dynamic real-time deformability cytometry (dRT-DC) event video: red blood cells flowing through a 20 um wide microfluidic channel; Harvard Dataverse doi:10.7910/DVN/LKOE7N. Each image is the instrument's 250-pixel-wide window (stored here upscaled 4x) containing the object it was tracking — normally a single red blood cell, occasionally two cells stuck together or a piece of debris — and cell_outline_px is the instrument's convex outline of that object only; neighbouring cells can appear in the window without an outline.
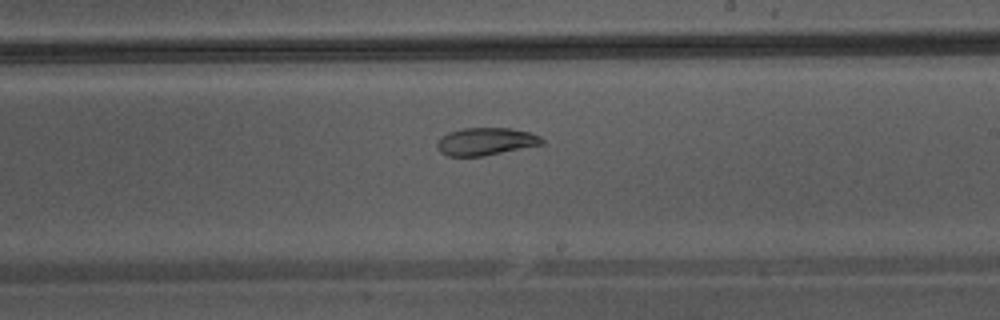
{"species": "Egyptian fruit bat (a non-hibernating species)", "species_latin": "Rousettus aegyptiacus", "temperature_condition": "warm", "stored_images_in_passage": 33, "camera_frame_rate_fps": 3000, "um_per_image_px": 0.085, "animal": {"sex": "male"}, "frame": {"image": 1, "passage_image": 15, "time_ms": 4.667, "image_size_px": [1000, 320], "cell_outline_px": [[544, 144], [484, 156], [448, 156], [440, 152], [436, 148], [436, 144], [440, 136], [448, 132], [460, 128], [508, 128], [528, 132], [540, 136], [544, 140]], "centroid_in_image_um": [41.25, 12.03], "position_along_channel_um": 247.8, "area_um2": 16.99}}